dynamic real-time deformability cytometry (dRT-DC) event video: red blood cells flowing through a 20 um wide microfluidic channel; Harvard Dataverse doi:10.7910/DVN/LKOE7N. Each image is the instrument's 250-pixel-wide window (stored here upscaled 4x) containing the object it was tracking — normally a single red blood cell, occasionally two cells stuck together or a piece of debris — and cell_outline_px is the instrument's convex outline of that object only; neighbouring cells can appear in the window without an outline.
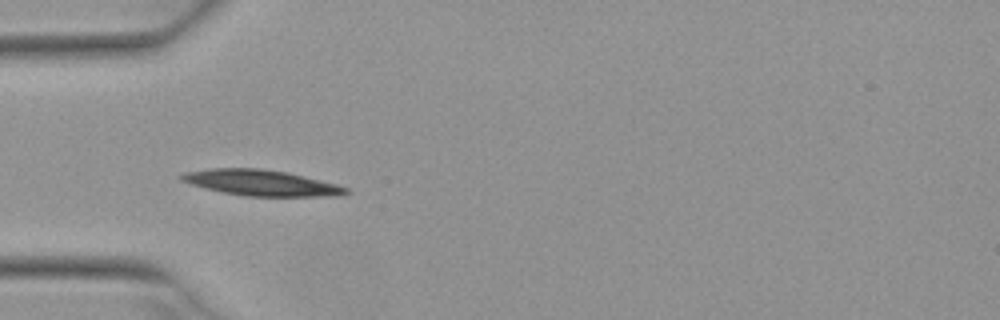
{"species": "Egyptian fruit bat (a non-hibernating species)", "species_latin": "Rousettus aegyptiacus", "temperature_condition": "warm", "stored_images_in_passage": 3, "camera_frame_rate_fps": 3000, "um_per_image_px": 0.085, "animal": {"sex": "female"}, "frame": {"image": 1, "passage_image": 2, "time_ms": 0.333, "image_size_px": [1000, 320], "cell_outline_px": [[352, 192], [336, 196], [244, 196], [204, 188], [180, 180], [176, 176], [184, 172], [212, 168], [260, 168], [288, 172], [336, 184], [348, 188]], "centroid_in_image_um": [22.18, 15.53], "position_along_channel_um": 62.8, "area_um2": 24.8}}
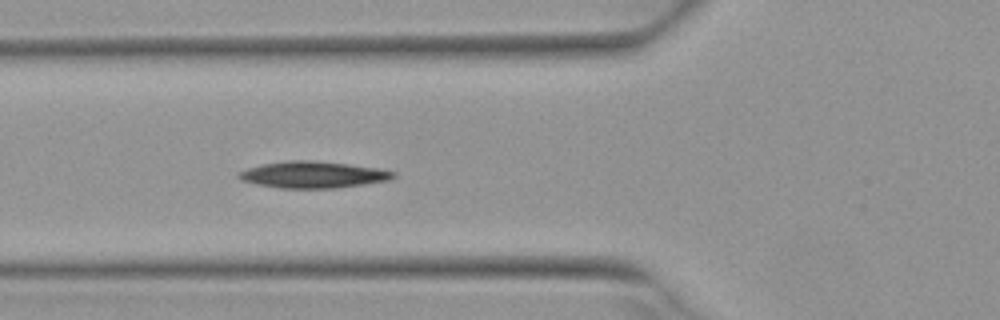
{"frame": {"image": 2, "passage_image": 3, "time_ms": 0.667, "image_size_px": [1000, 320], "cell_outline_px": [[396, 176], [388, 180], [364, 184], [336, 188], [280, 188], [240, 180], [236, 176], [240, 172], [248, 168], [264, 164], [288, 160], [312, 160], [348, 164], [380, 168], [396, 172]], "centroid_in_image_um": [26.64, 14.84], "position_along_channel_um": 99.2, "area_um2": 23.81}}